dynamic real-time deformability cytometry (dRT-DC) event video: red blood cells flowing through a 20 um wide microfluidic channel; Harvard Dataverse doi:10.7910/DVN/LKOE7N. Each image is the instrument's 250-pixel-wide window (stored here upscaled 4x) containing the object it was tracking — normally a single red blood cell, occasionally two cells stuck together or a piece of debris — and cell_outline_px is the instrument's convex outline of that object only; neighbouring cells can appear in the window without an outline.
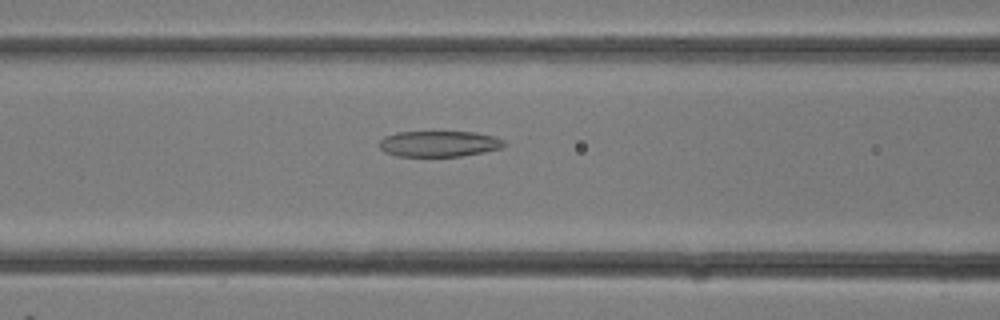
{"species": "common noctule bat (a hibernating species)", "species_latin": "Nyctalus noctula", "temperature_condition": "room temperature", "stored_images_in_passage": 27, "camera_frame_rate_fps": 3000, "um_per_image_px": 0.085, "animal": {"sex": "female"}, "frame": {"image": 1, "passage_image": 12, "time_ms": 3.667, "image_size_px": [1000, 320], "cell_outline_px": [[508, 144], [504, 148], [484, 152], [460, 156], [396, 156], [384, 152], [380, 148], [380, 140], [384, 136], [396, 132], [476, 132], [496, 136], [504, 140]], "centroid_in_image_um": [37.37, 12.22], "position_along_channel_um": 129.2, "area_um2": 19.07}}
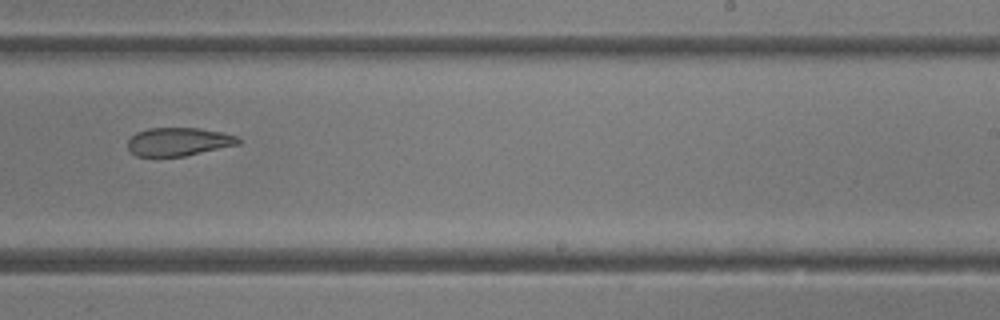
{"frame": {"image": 2, "passage_image": 18, "time_ms": 5.667, "image_size_px": [1000, 320], "cell_outline_px": [[240, 144], [184, 156], [136, 156], [128, 148], [128, 140], [136, 132], [148, 128], [200, 128], [224, 132], [236, 136], [240, 140]], "centroid_in_image_um": [15.19, 12.03], "position_along_channel_um": 273.8, "area_um2": 18.21}}
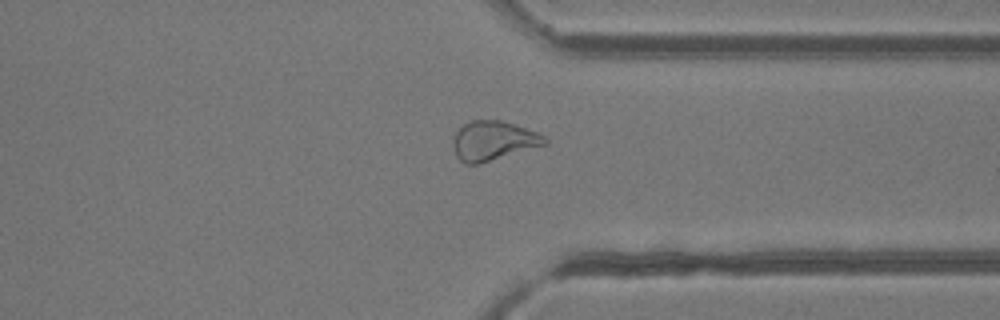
{"frame": {"image": 3, "passage_image": 22, "time_ms": 7.0, "image_size_px": [1000, 320], "cell_outline_px": [[548, 144], [480, 164], [464, 164], [456, 156], [452, 144], [452, 140], [456, 132], [464, 124], [472, 120], [500, 120], [536, 132], [544, 136], [548, 140]], "centroid_in_image_um": [41.91, 11.98], "position_along_channel_um": 369.5, "area_um2": 21.04}}